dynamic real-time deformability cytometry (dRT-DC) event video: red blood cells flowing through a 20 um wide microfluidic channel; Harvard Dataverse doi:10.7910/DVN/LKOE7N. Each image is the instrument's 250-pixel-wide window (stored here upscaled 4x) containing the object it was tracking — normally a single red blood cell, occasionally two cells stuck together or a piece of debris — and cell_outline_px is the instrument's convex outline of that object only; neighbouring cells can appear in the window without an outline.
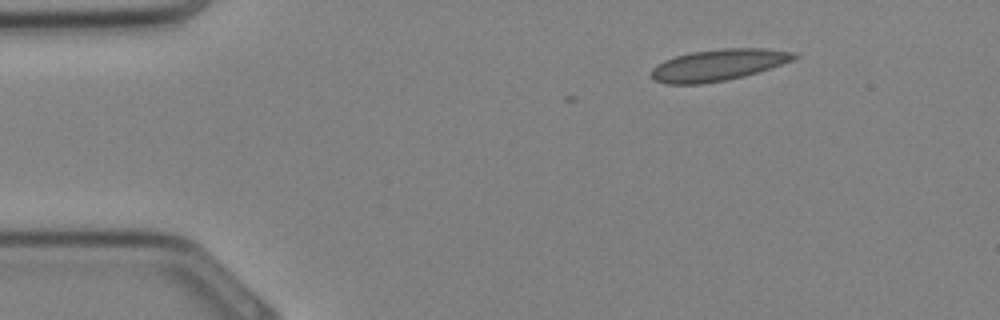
{"species": "Egyptian fruit bat (a non-hibernating species)", "species_latin": "Rousettus aegyptiacus", "temperature_condition": "cold", "stored_images_in_passage": 3, "camera_frame_rate_fps": 3000, "um_per_image_px": 0.085, "animal": {"sex": "female"}, "frame": {"image": 1, "passage_image": 3, "time_ms": 0.667, "image_size_px": [1000, 320], "cell_outline_px": [[800, 56], [792, 60], [744, 76], [724, 80], [700, 84], [664, 84], [652, 80], [652, 68], [656, 64], [664, 60], [676, 56], [692, 52], [724, 48], [764, 48], [792, 52]], "centroid_in_image_um": [60.99, 5.52], "position_along_channel_um": 24.0, "area_um2": 25.95}}